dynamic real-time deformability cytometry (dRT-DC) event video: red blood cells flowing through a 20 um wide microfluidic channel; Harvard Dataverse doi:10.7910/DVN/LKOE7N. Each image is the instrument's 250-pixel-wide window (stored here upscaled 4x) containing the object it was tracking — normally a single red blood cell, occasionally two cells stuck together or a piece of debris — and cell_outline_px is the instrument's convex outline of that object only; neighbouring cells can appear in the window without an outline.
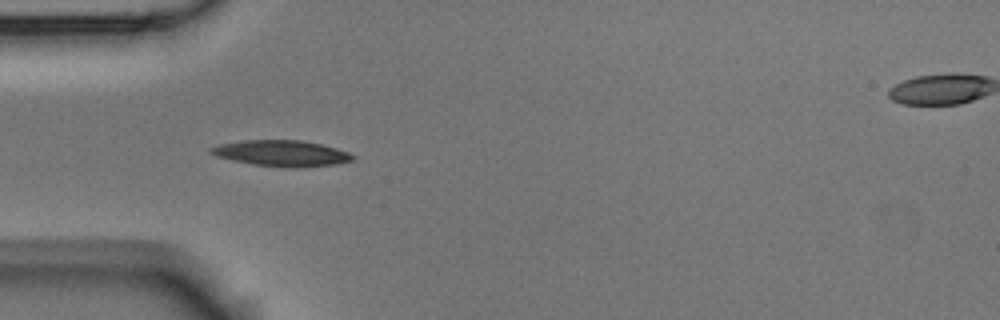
{"species": "Egyptian fruit bat (a non-hibernating species)", "species_latin": "Rousettus aegyptiacus", "temperature_condition": "room temperature", "stored_images_in_passage": 11, "camera_frame_rate_fps": 3000, "um_per_image_px": 0.085, "animal": {"sex": "male"}, "frame": {"image": 1, "passage_image": 2, "time_ms": 0.333, "image_size_px": [1000, 320], "cell_outline_px": [[356, 156], [352, 160], [336, 164], [300, 168], [284, 168], [252, 164], [232, 160], [216, 156], [208, 152], [208, 148], [220, 144], [244, 140], [300, 140], [320, 144], [336, 148], [348, 152]], "centroid_in_image_um": [23.92, 13.04], "position_along_channel_um": 61.1, "area_um2": 21.62}}
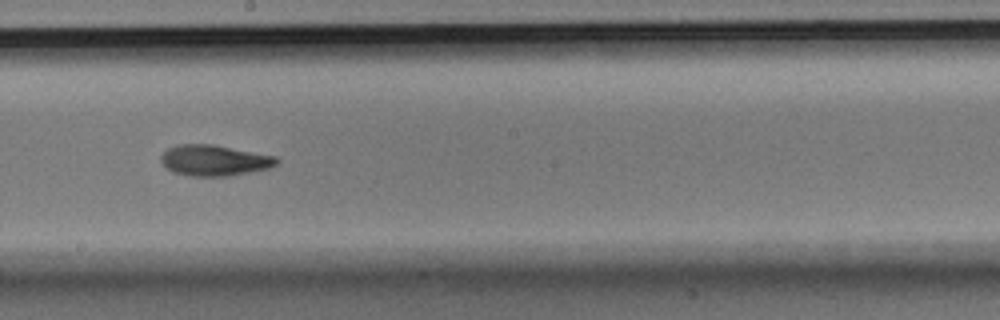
{"frame": {"image": 2, "passage_image": 6, "time_ms": 1.667, "image_size_px": [1000, 320], "cell_outline_px": [[280, 160], [276, 164], [268, 168], [228, 176], [192, 176], [172, 172], [160, 160], [160, 156], [168, 148], [180, 144], [212, 144], [276, 156]], "centroid_in_image_um": [18.21, 13.63], "position_along_channel_um": 230.0, "area_um2": 20.63}}
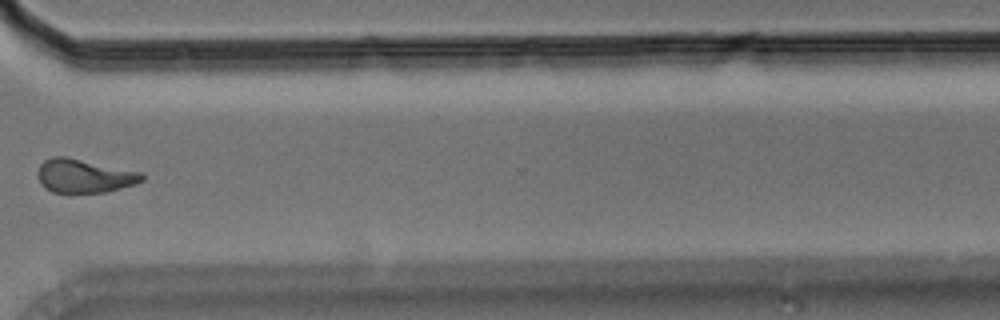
{"frame": {"image": 3, "passage_image": 9, "time_ms": 2.667, "image_size_px": [1000, 320], "cell_outline_px": [[144, 180], [136, 184], [104, 192], [68, 196], [52, 192], [44, 188], [40, 184], [36, 176], [36, 172], [40, 164], [44, 160], [52, 156], [64, 156], [140, 172], [144, 176]], "centroid_in_image_um": [7.06, 15.0], "position_along_channel_um": 363.5, "area_um2": 21.15}}